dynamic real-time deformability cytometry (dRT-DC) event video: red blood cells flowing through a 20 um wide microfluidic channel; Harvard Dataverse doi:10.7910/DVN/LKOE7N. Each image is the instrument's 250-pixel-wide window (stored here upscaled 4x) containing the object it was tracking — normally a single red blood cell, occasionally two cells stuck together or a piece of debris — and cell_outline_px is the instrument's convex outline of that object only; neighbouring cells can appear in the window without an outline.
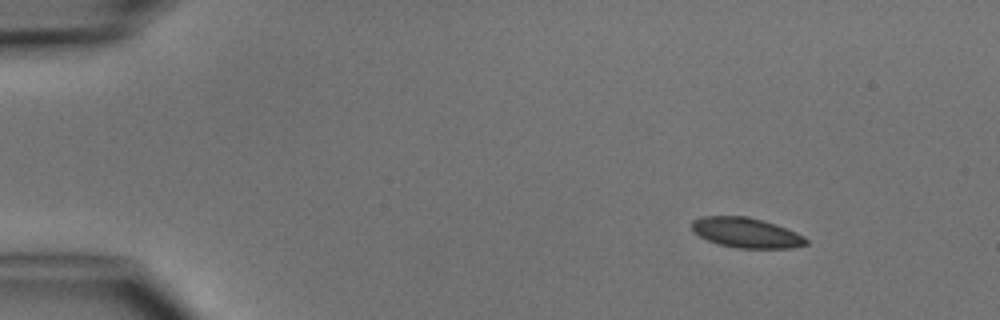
{"species": "common noctule bat (a hibernating species)", "species_latin": "Nyctalus noctula", "temperature_condition": "cold", "stored_images_in_passage": 3, "camera_frame_rate_fps": 3000, "um_per_image_px": 0.085, "animal": {"sex": "male", "body_mass_g": 15.6}, "frame": {"image": 1, "passage_image": 1, "time_ms": 0.0, "image_size_px": [1000, 320], "cell_outline_px": [[808, 244], [792, 248], [736, 248], [720, 244], [708, 240], [692, 232], [692, 220], [704, 216], [748, 216], [776, 224], [796, 232], [804, 236], [808, 240]], "centroid_in_image_um": [63.44, 19.78], "position_along_channel_um": 21.6, "area_um2": 20.06}}
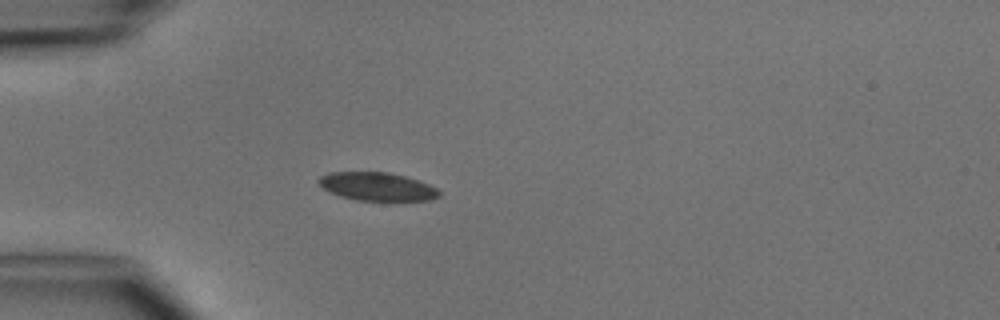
{"frame": {"image": 2, "passage_image": 3, "time_ms": 2.667, "image_size_px": [1000, 320], "cell_outline_px": [[440, 196], [428, 200], [356, 200], [340, 196], [324, 188], [316, 180], [320, 176], [328, 172], [388, 172], [404, 176], [428, 184], [436, 188], [440, 192]], "centroid_in_image_um": [32.03, 15.85], "position_along_channel_um": 53.0, "area_um2": 19.59}}